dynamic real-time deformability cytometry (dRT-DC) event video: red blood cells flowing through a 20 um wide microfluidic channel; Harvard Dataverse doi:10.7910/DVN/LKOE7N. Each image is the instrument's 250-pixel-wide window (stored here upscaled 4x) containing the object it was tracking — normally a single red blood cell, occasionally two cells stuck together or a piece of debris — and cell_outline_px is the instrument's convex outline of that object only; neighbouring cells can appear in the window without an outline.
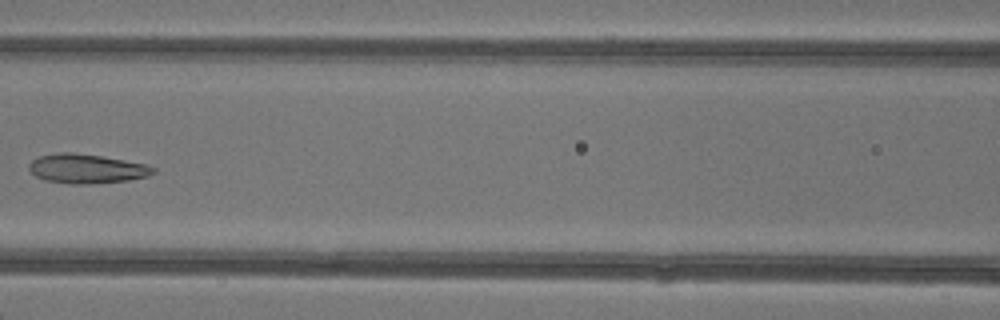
{"species": "common noctule bat (a hibernating species)", "species_latin": "Nyctalus noctula", "temperature_condition": "warm", "stored_images_in_passage": 7, "camera_frame_rate_fps": 3000, "um_per_image_px": 0.085, "animal": {"sex": "female"}, "frame": {"image": 1, "passage_image": 7, "time_ms": 7.333, "image_size_px": [1000, 320], "cell_outline_px": [[156, 172], [148, 176], [128, 180], [88, 184], [72, 184], [44, 180], [36, 176], [28, 168], [28, 164], [32, 160], [40, 156], [60, 152], [72, 152], [100, 156], [148, 164], [156, 168]], "centroid_in_image_um": [7.38, 14.34], "position_along_channel_um": 159.2, "area_um2": 21.21}}